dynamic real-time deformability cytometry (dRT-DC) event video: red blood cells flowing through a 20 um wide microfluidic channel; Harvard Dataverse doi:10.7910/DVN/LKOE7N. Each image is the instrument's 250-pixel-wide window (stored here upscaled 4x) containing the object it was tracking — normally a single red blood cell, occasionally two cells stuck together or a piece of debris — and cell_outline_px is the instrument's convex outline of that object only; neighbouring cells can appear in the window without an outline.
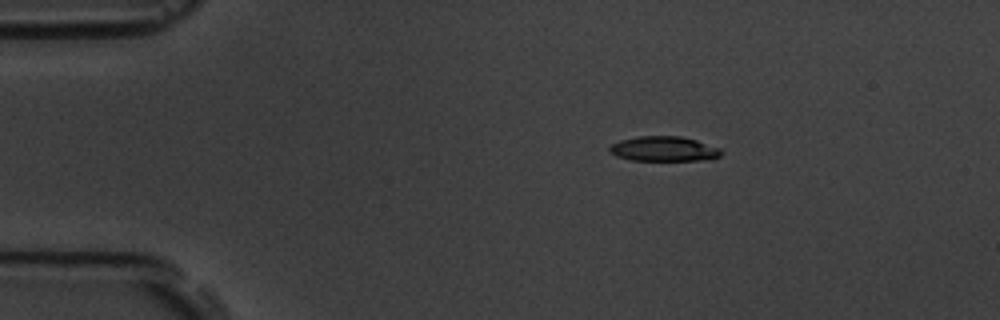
{"species": "common noctule bat (a hibernating species)", "species_latin": "Nyctalus noctula", "temperature_condition": "room temperature", "stored_images_in_passage": 2, "camera_frame_rate_fps": 3000, "um_per_image_px": 0.085, "animal": {"sex": "male", "body_mass_g": 19.5, "forearm_length_mm": 54.6}, "frame": {"image": 1, "passage_image": 1, "time_ms": 0.0, "image_size_px": [1000, 320], "cell_outline_px": [[724, 152], [720, 156], [712, 160], [632, 160], [616, 156], [608, 152], [608, 148], [612, 144], [620, 140], [636, 136], [680, 136], [696, 140], [720, 148]], "centroid_in_image_um": [56.44, 12.65], "position_along_channel_um": 28.6, "area_um2": 16.36}}